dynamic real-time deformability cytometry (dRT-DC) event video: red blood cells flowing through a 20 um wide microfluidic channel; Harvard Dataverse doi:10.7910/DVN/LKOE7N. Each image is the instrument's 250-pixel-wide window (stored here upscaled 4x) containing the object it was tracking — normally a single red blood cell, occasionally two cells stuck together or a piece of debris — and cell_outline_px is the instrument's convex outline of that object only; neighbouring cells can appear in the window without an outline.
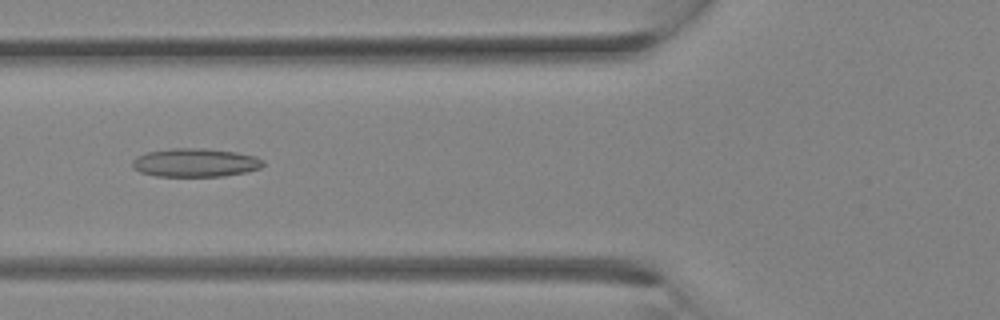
{"species": "Egyptian fruit bat (a non-hibernating species)", "species_latin": "Rousettus aegyptiacus", "temperature_condition": "room temperature", "stored_images_in_passage": 30, "camera_frame_rate_fps": 3000, "um_per_image_px": 0.085, "animal": {"sex": "female"}, "frame": {"image": 1, "passage_image": 10, "time_ms": 3.0, "image_size_px": [1000, 320], "cell_outline_px": [[264, 164], [260, 168], [244, 172], [224, 176], [156, 176], [140, 172], [132, 168], [132, 160], [136, 156], [148, 152], [172, 148], [204, 148], [236, 152], [256, 156], [264, 160]], "centroid_in_image_um": [16.59, 13.82], "position_along_channel_um": 109.2, "area_um2": 21.79}}
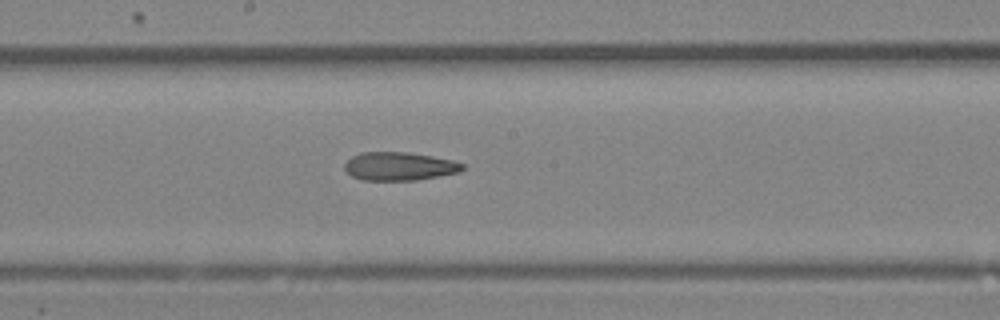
{"frame": {"image": 2, "passage_image": 15, "time_ms": 4.667, "image_size_px": [1000, 320], "cell_outline_px": [[464, 168], [460, 172], [416, 180], [364, 180], [352, 176], [344, 168], [344, 164], [352, 156], [360, 152], [408, 152], [432, 156], [452, 160], [464, 164]], "centroid_in_image_um": [33.94, 14.13], "position_along_channel_um": 214.3, "area_um2": 19.42}}
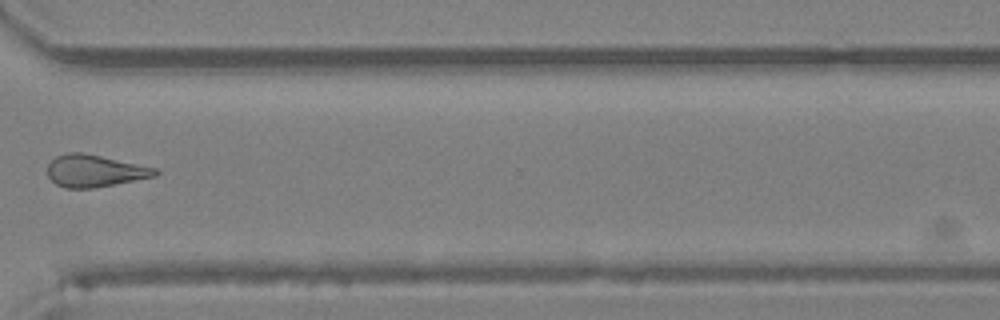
{"frame": {"image": 3, "passage_image": 22, "time_ms": 7.0, "image_size_px": [1000, 320], "cell_outline_px": [[160, 172], [156, 176], [92, 188], [64, 188], [56, 184], [48, 176], [48, 164], [56, 156], [68, 152], [80, 152], [100, 156], [156, 168]], "centroid_in_image_um": [8.03, 14.52], "position_along_channel_um": 362.6, "area_um2": 19.88}}